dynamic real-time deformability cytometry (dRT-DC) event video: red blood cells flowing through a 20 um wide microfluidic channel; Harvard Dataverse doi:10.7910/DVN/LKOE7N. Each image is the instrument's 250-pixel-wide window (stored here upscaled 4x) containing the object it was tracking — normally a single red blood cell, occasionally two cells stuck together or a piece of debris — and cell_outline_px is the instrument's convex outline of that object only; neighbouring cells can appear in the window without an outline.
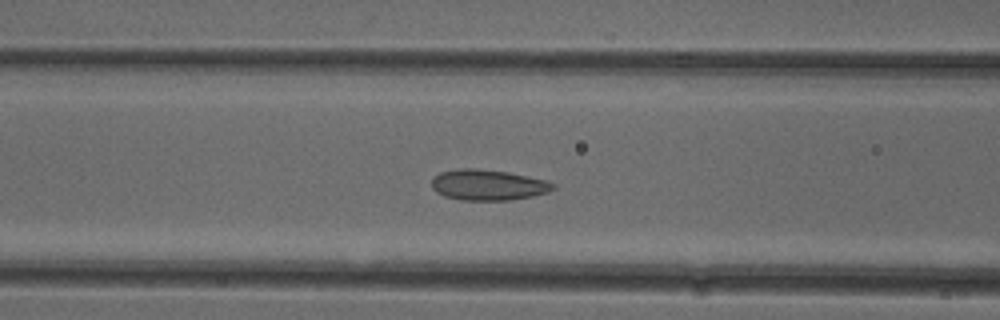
{"species": "common noctule bat (a hibernating species)", "species_latin": "Nyctalus noctula", "temperature_condition": "cold", "stored_images_in_passage": 52, "camera_frame_rate_fps": 3000, "um_per_image_px": 0.085, "animal": {"sex": "female"}, "frame": {"image": 1, "passage_image": 20, "time_ms": 6.333, "image_size_px": [1000, 320], "cell_outline_px": [[556, 188], [548, 192], [532, 196], [512, 200], [460, 200], [444, 196], [436, 192], [432, 188], [432, 180], [440, 172], [460, 168], [476, 168], [508, 172], [544, 180], [556, 184]], "centroid_in_image_um": [41.48, 15.72], "position_along_channel_um": 125.1, "area_um2": 21.73}}
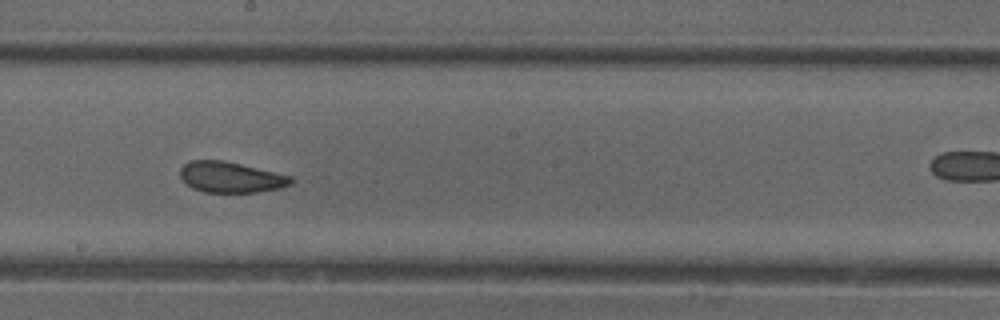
{"frame": {"image": 2, "passage_image": 28, "time_ms": 9.0, "image_size_px": [1000, 320], "cell_outline_px": [[296, 180], [292, 184], [280, 188], [256, 192], [204, 192], [192, 188], [180, 176], [180, 168], [188, 160], [224, 160], [292, 176]], "centroid_in_image_um": [19.64, 15.05], "position_along_channel_um": 228.6, "area_um2": 19.94}}
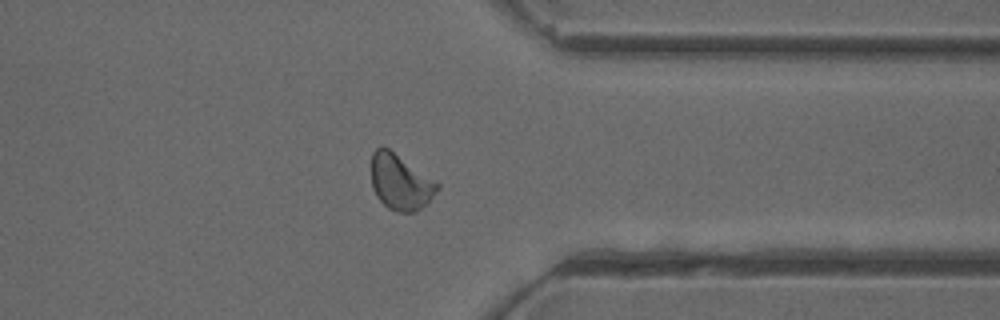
{"frame": {"image": 3, "passage_image": 40, "time_ms": 13.0, "image_size_px": [1000, 320], "cell_outline_px": [[440, 188], [416, 212], [396, 212], [388, 208], [376, 196], [372, 188], [372, 152], [376, 148], [388, 148], [440, 184]], "centroid_in_image_um": [34.01, 15.49], "position_along_channel_um": 377.4, "area_um2": 20.98}, "authors_computed_cell_mechanics": {"area_um2": 21.3571, "velocity_mm_per_s": 3.8869, "shape_relaxation_time_tau1_ms": 8.7385, "shape_relaxation_time_tau2_ms": 1.3461, "deformation_change_tau1": 0.1352, "deformation_change_tau2": 0.0786}}